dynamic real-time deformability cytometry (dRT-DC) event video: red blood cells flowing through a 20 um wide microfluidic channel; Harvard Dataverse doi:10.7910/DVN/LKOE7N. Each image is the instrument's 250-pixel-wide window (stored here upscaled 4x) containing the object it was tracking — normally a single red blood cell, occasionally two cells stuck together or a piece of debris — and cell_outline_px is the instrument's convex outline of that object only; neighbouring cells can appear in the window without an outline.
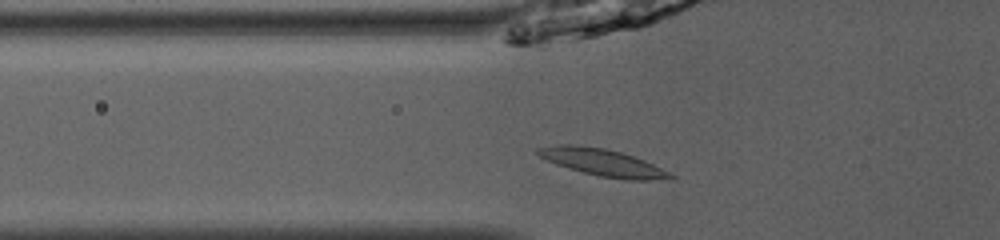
{"species": "common noctule bat (a hibernating species)", "species_latin": "Nyctalus noctula", "temperature_condition": "room temperature", "stored_images_in_passage": 39, "camera_frame_rate_fps": 3000, "um_per_image_px": 0.085, "animal": {"sex": "male", "body_mass_g": 13.0, "forearm_length_mm": 53.1}, "frame": {"image": 1, "passage_image": 6, "time_ms": 1.667, "image_size_px": [1000, 240], "cell_outline_px": [[676, 176], [672, 180], [628, 180], [600, 176], [584, 172], [556, 164], [540, 156], [536, 152], [536, 148], [556, 144], [576, 144], [604, 148], [620, 152], [644, 160]], "centroid_in_image_um": [51.24, 13.81], "position_along_channel_um": 74.6, "area_um2": 20.75}}
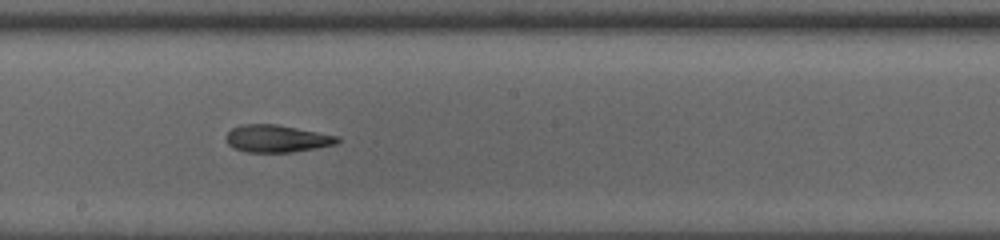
{"frame": {"image": 2, "passage_image": 17, "time_ms": 5.333, "image_size_px": [1000, 240], "cell_outline_px": [[340, 140], [336, 144], [316, 148], [292, 152], [248, 152], [232, 148], [228, 144], [224, 136], [232, 128], [240, 124], [276, 124], [340, 136]], "centroid_in_image_um": [23.51, 11.78], "position_along_channel_um": 224.7, "area_um2": 17.86}}
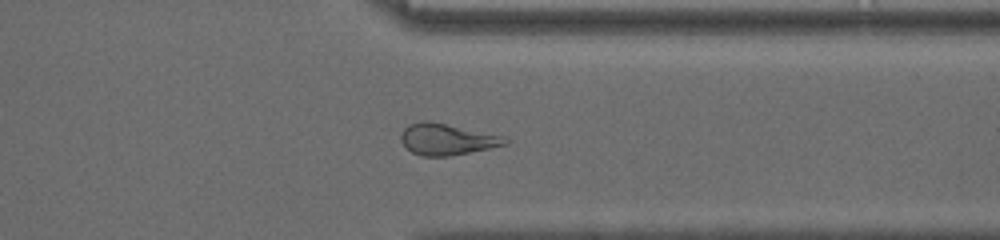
{"frame": {"image": 3, "passage_image": 28, "time_ms": 9.0, "image_size_px": [1000, 240], "cell_outline_px": [[508, 144], [448, 156], [420, 156], [412, 152], [400, 140], [400, 132], [408, 124], [424, 120], [428, 120], [500, 136], [508, 140]], "centroid_in_image_um": [37.9, 11.84], "position_along_channel_um": 373.5, "area_um2": 18.61}, "authors_computed_cell_mechanics": {"area_um2": 18.785, "velocity_mm_per_s": 4.07, "shape_relaxation_time_tau1_ms": 8.6068, "shape_relaxation_time_tau2_ms": 1.9037, "deformation_change_tau1": 0.2035, "deformation_change_tau2": 0.1046}}